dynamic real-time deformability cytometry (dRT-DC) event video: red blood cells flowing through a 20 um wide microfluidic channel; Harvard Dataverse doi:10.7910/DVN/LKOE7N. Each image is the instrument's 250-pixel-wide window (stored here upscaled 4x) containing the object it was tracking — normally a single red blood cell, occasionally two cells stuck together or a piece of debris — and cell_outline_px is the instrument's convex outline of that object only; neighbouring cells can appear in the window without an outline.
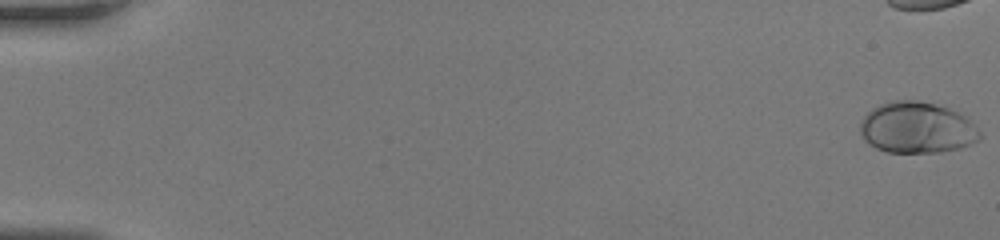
{"species": "human", "species_latin": "Homo sapiens", "temperature_condition": "room temperature", "stored_images_in_passage": 42, "camera_frame_rate_fps": 3000, "um_per_image_px": 0.085, "donor": {"sex": "female"}, "frame": {"image": 1, "passage_image": 1, "time_ms": 0.0, "image_size_px": [1000, 240], "cell_outline_px": [[980, 140], [960, 148], [940, 152], [888, 152], [876, 148], [864, 140], [860, 136], [860, 120], [872, 108], [880, 104], [896, 100], [916, 100], [936, 104], [948, 108], [964, 116], [980, 132]], "centroid_in_image_um": [77.9, 10.86], "position_along_channel_um": 7.1, "area_um2": 35.6}}
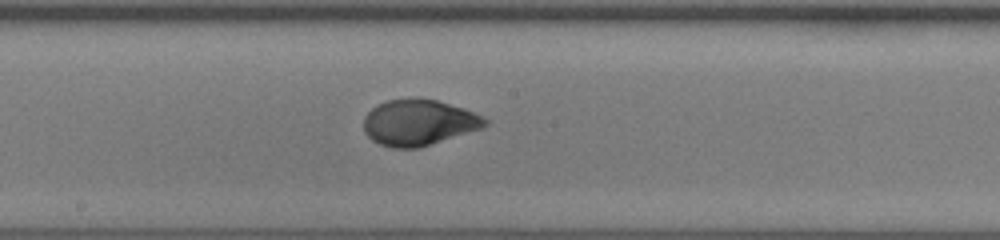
{"frame": {"image": 2, "passage_image": 27, "time_ms": 8.667, "image_size_px": [1000, 240], "cell_outline_px": [[488, 124], [484, 128], [420, 148], [392, 148], [380, 144], [372, 140], [364, 132], [364, 116], [372, 108], [388, 100], [436, 100], [464, 108], [484, 116], [488, 120]], "centroid_in_image_um": [35.63, 10.45], "position_along_channel_um": 212.6, "area_um2": 32.31}}
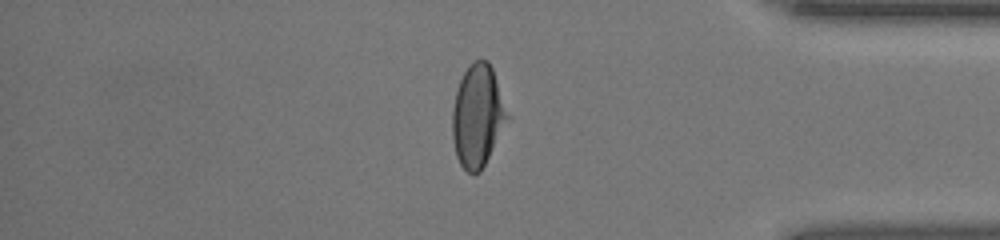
{"frame": {"image": 3, "passage_image": 40, "time_ms": 13.0, "image_size_px": [1000, 240], "cell_outline_px": [[512, 116], [480, 172], [472, 176], [460, 164], [456, 156], [452, 140], [452, 112], [456, 92], [460, 80], [468, 64], [472, 60], [488, 60], [492, 68]], "centroid_in_image_um": [40.63, 9.85], "position_along_channel_um": 394.6, "area_um2": 33.52}}